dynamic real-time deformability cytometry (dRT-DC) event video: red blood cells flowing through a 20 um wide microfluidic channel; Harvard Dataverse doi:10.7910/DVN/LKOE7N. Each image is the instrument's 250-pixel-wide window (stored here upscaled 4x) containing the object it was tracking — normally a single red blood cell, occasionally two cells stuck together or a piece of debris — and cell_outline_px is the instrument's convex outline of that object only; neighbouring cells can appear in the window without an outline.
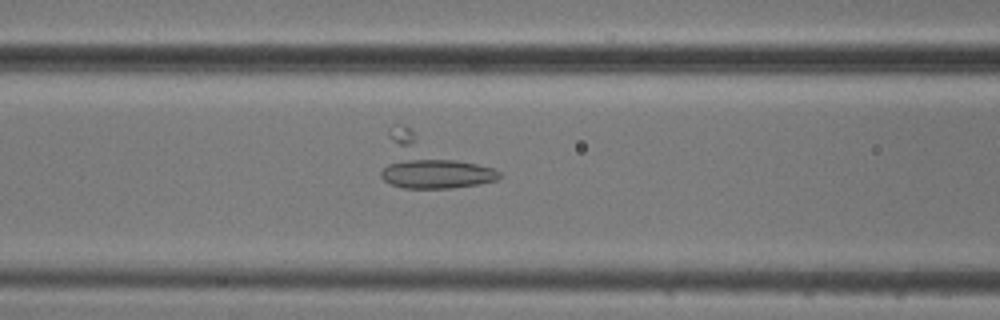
{"species": "common noctule bat (a hibernating species)", "species_latin": "Nyctalus noctula", "temperature_condition": "cold", "stored_images_in_passage": 55, "segment_of_instrument_passage": [1, 2], "camera_frame_rate_fps": 3000, "um_per_image_px": 0.085, "animal": {"sex": "male", "body_mass_g": 20.5, "forearm_length_mm": 52.5}, "frame": {"image": 1, "passage_image": 22, "time_ms": 7.0, "image_size_px": [1000, 320], "cell_outline_px": [[504, 176], [496, 180], [480, 184], [452, 188], [404, 188], [392, 184], [384, 180], [380, 176], [380, 172], [388, 128], [392, 124], [400, 124], [412, 128], [500, 172]], "centroid_in_image_um": [36.46, 13.82], "position_along_channel_um": 130.1, "area_um2": 35.14}}
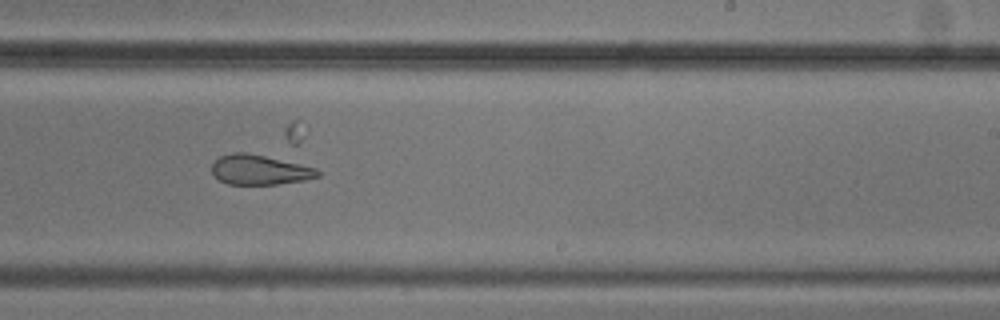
{"frame": {"image": 2, "passage_image": 33, "time_ms": 10.667, "image_size_px": [1000, 320], "cell_outline_px": [[320, 176], [304, 180], [276, 184], [228, 184], [220, 180], [212, 172], [212, 164], [220, 156], [232, 152], [244, 152], [264, 156], [316, 168], [320, 172]], "centroid_in_image_um": [22.05, 14.43], "position_along_channel_um": 267.0, "area_um2": 18.09}}
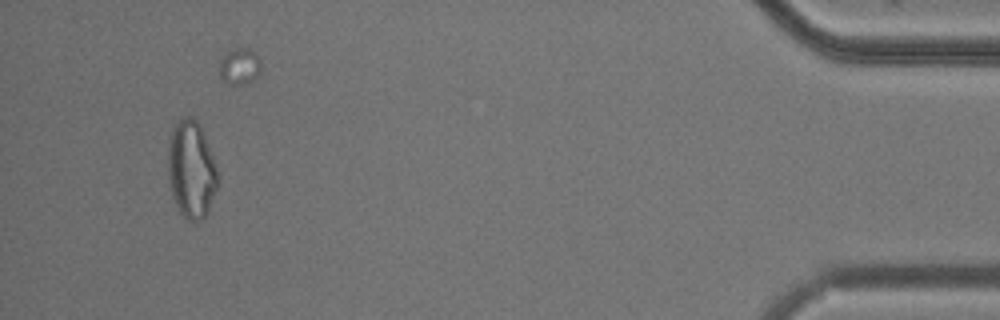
{"frame": {"image": 3, "passage_image": 51, "time_ms": 16.667, "image_size_px": [1000, 320], "cell_outline_px": [[220, 184], [208, 212], [200, 220], [188, 220], [180, 212], [172, 196], [168, 180], [168, 140], [172, 128], [176, 120], [184, 116], [188, 116], [196, 120], [204, 136], [212, 156], [216, 168]], "centroid_in_image_um": [16.25, 14.41], "position_along_channel_um": 418.9, "area_um2": 28.38}}